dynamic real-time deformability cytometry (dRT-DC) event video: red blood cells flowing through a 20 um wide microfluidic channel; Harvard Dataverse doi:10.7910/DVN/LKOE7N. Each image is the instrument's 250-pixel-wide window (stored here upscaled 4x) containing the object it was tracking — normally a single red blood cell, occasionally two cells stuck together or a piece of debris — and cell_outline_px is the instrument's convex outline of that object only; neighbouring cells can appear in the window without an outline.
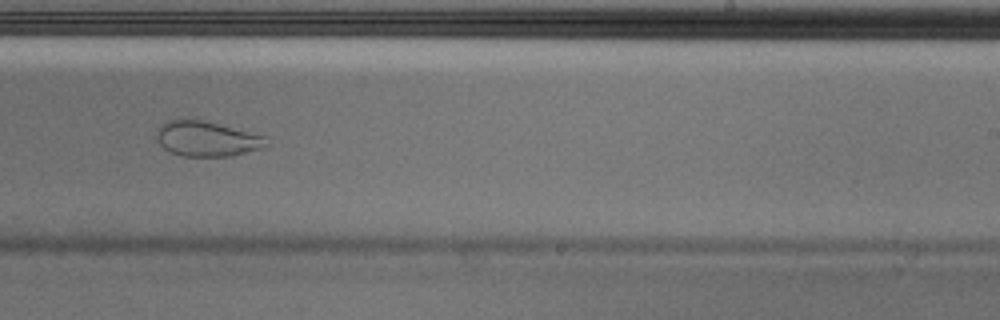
{"species": "Egyptian fruit bat (a non-hibernating species)", "species_latin": "Rousettus aegyptiacus", "temperature_condition": "cold", "stored_images_in_passage": 45, "camera_frame_rate_fps": 3000, "um_per_image_px": 0.085, "animal": {"sex": "male"}, "frame": {"image": 1, "passage_image": 26, "time_ms": 8.333, "image_size_px": [1000, 320], "cell_outline_px": [[264, 148], [232, 156], [180, 156], [168, 152], [156, 140], [156, 132], [168, 120], [184, 116], [204, 120], [264, 136]], "centroid_in_image_um": [17.49, 11.78], "position_along_channel_um": 271.5, "area_um2": 22.66}}